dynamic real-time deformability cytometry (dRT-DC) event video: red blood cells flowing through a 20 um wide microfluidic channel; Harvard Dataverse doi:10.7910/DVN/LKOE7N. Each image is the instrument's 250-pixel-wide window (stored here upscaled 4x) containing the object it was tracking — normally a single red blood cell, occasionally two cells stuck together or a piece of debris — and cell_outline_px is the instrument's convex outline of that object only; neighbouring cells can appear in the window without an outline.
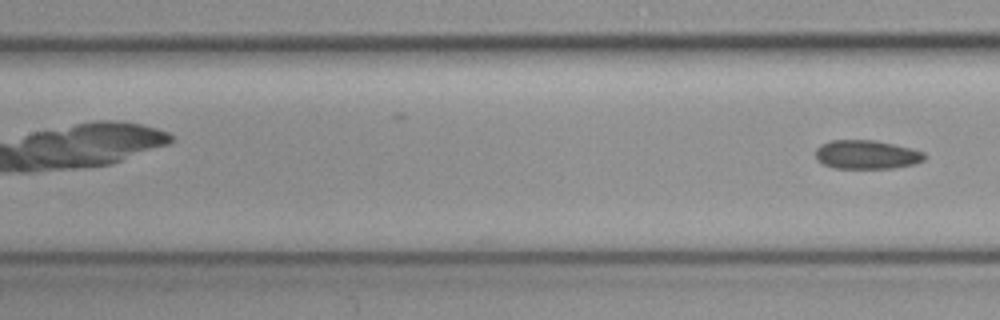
{"species": "common noctule bat (a hibernating species)", "species_latin": "Nyctalus noctula", "temperature_condition": "cold", "stored_images_in_passage": 5, "camera_frame_rate_fps": 3000, "um_per_image_px": 0.085, "animal": {"sex": "female", "body_mass_g": 19.3, "forearm_length_mm": 54.1}, "frame": {"image": 1, "passage_image": 5, "time_ms": 1.333, "image_size_px": [1000, 320], "cell_outline_px": [[924, 160], [912, 164], [892, 168], [836, 168], [824, 164], [816, 160], [816, 148], [820, 144], [832, 140], [872, 140], [892, 144], [924, 152]], "centroid_in_image_um": [73.6, 13.14], "position_along_channel_um": 133.8, "area_um2": 18.03}}